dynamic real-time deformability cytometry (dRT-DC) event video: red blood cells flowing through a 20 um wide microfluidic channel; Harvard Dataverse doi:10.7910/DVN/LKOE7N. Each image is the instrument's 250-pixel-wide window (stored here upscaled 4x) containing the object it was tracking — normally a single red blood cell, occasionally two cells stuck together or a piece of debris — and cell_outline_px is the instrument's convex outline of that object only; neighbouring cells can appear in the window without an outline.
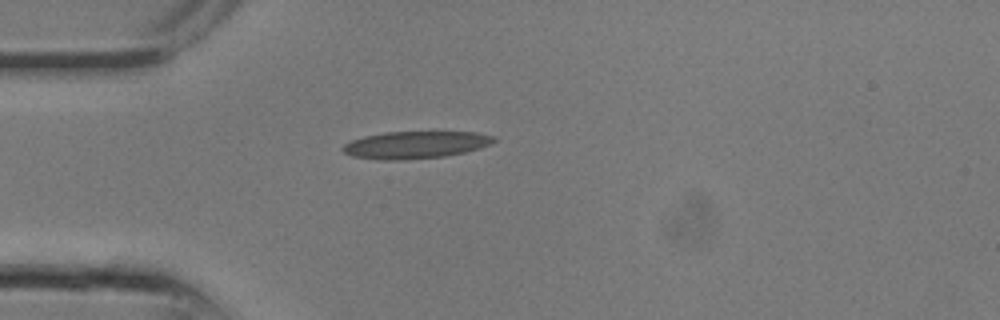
{"species": "common noctule bat (a hibernating species)", "species_latin": "Nyctalus noctula", "temperature_condition": "room temperature", "stored_images_in_passage": 11, "camera_frame_rate_fps": 3000, "um_per_image_px": 0.085, "animal": {"sex": "male", "body_mass_g": 13.3}, "frame": {"image": 1, "passage_image": 1, "time_ms": 0.0, "image_size_px": [1000, 320], "cell_outline_px": [[496, 140], [480, 148], [464, 152], [444, 156], [404, 160], [380, 160], [352, 156], [344, 152], [340, 148], [344, 144], [352, 140], [364, 136], [384, 132], [476, 132], [496, 136]], "centroid_in_image_um": [35.29, 12.31], "position_along_channel_um": 49.7, "area_um2": 23.99}}
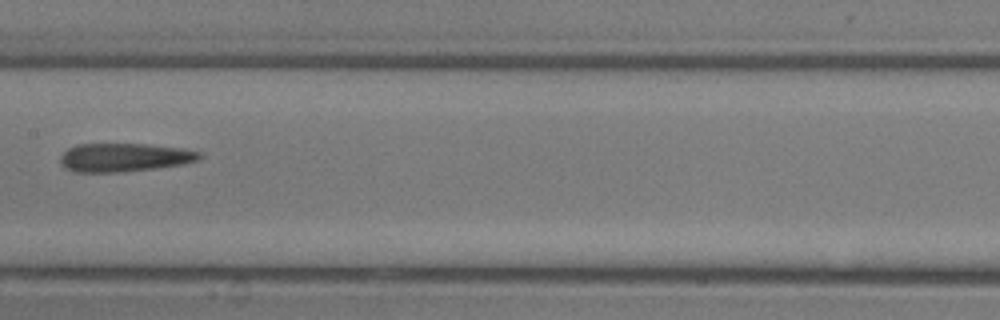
{"frame": {"image": 2, "passage_image": 7, "time_ms": 2.0, "image_size_px": [1000, 320], "cell_outline_px": [[204, 156], [200, 160], [180, 164], [156, 168], [120, 172], [76, 172], [64, 168], [60, 164], [60, 156], [68, 148], [76, 144], [148, 144], [184, 148], [200, 152]], "centroid_in_image_um": [10.57, 13.38], "position_along_channel_um": 196.8, "area_um2": 23.29}}
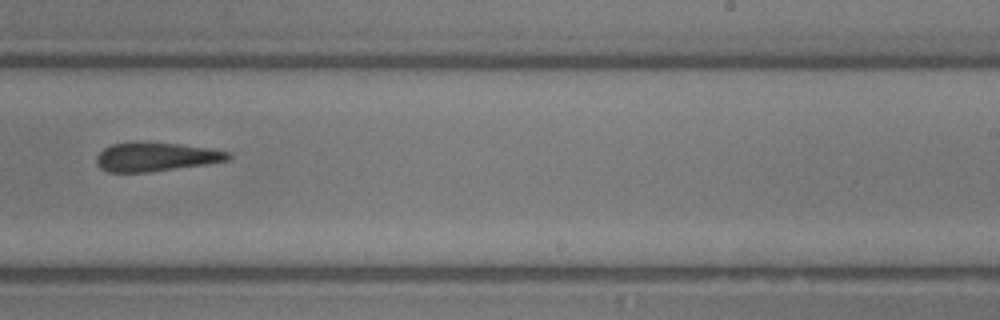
{"frame": {"image": 3, "passage_image": 10, "time_ms": 3.0, "image_size_px": [1000, 320], "cell_outline_px": [[232, 156], [228, 160], [204, 164], [148, 172], [108, 172], [100, 168], [96, 164], [96, 156], [104, 148], [112, 144], [180, 144], [208, 148], [232, 152]], "centroid_in_image_um": [13.26, 13.36], "position_along_channel_um": 275.7, "area_um2": 21.44}}